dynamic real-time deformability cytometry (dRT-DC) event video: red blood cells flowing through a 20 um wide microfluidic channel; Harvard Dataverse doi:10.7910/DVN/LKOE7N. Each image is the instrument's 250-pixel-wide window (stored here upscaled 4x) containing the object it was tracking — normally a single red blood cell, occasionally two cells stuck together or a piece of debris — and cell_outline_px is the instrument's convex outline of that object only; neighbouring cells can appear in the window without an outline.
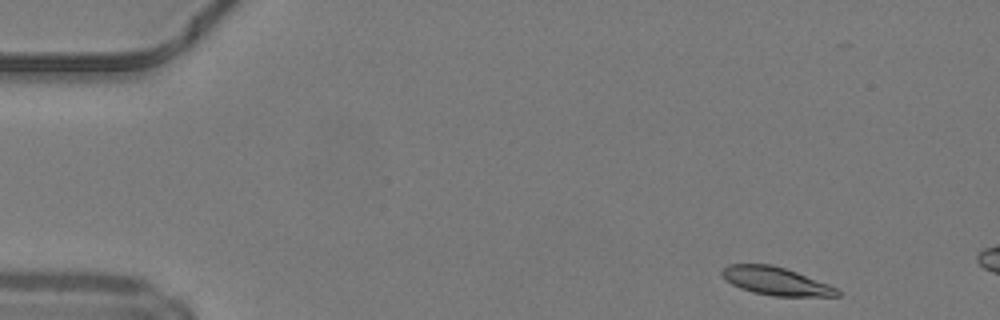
{"species": "common noctule bat (a hibernating species)", "species_latin": "Nyctalus noctula", "temperature_condition": "warm", "stored_images_in_passage": 7, "camera_frame_rate_fps": 3000, "um_per_image_px": 0.085, "animal": {"sex": "male", "body_mass_g": 19.2, "forearm_length_mm": 51.8}, "frame": {"image": 1, "passage_image": 1, "time_ms": 0.0, "image_size_px": [1000, 320], "cell_outline_px": [[840, 296], [772, 296], [752, 292], [740, 288], [732, 284], [720, 272], [728, 264], [772, 264], [796, 272], [828, 284], [836, 288], [840, 292]], "centroid_in_image_um": [65.94, 23.9], "position_along_channel_um": 19.1, "area_um2": 18.61}}